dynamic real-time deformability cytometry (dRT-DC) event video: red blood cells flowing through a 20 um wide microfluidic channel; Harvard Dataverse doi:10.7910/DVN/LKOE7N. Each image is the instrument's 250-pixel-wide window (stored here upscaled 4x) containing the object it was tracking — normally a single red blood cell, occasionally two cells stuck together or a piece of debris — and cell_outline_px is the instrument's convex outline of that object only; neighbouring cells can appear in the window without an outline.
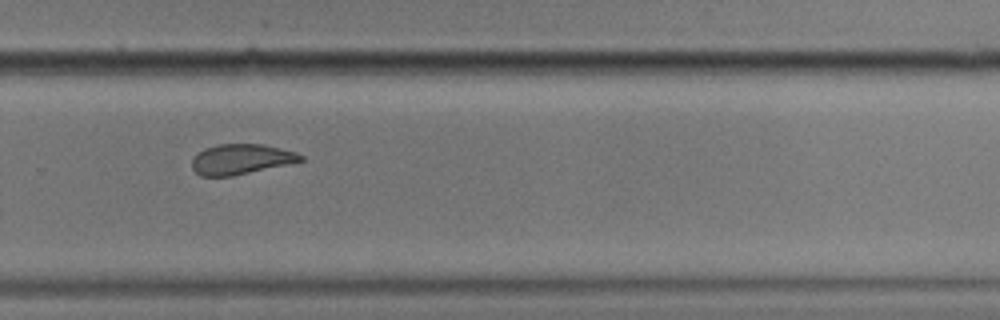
{"species": "common noctule bat (a hibernating species)", "species_latin": "Nyctalus noctula", "temperature_condition": "cold", "stored_images_in_passage": 11, "camera_frame_rate_fps": 3000, "um_per_image_px": 0.085, "animal": {"sex": "male", "body_mass_g": 17.9}, "frame": {"image": 1, "passage_image": 11, "time_ms": 14.0, "image_size_px": [1000, 320], "cell_outline_px": [[304, 160], [288, 164], [232, 176], [200, 176], [192, 168], [192, 160], [204, 148], [216, 144], [264, 144], [296, 152], [304, 156]], "centroid_in_image_um": [20.5, 13.53], "position_along_channel_um": 309.3, "area_um2": 19.07}}